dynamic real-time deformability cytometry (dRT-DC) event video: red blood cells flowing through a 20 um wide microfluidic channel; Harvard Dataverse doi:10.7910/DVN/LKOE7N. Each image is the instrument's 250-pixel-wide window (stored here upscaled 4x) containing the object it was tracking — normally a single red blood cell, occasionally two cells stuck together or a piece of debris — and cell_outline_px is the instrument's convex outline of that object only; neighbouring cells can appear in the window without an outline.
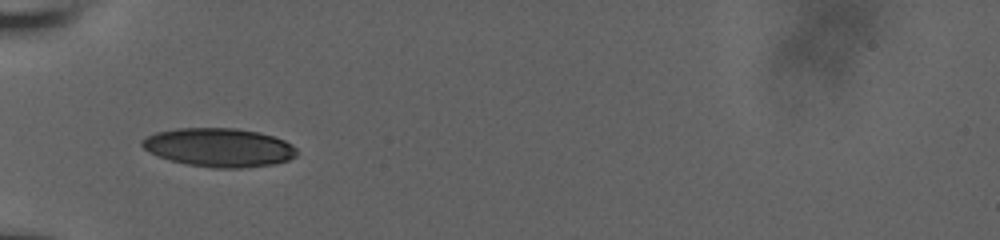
{"species": "human", "species_latin": "Homo sapiens", "temperature_condition": "room temperature", "stored_images_in_passage": 36, "camera_frame_rate_fps": 3000, "um_per_image_px": 0.085, "donor": {"sex": "male"}, "frame": {"image": 1, "passage_image": 1, "time_ms": 0.0, "image_size_px": [1000, 240], "cell_outline_px": [[296, 156], [288, 160], [276, 164], [240, 168], [212, 168], [188, 164], [172, 160], [148, 152], [140, 144], [140, 140], [156, 132], [176, 128], [236, 128], [260, 132], [284, 140], [292, 144], [296, 148]], "centroid_in_image_um": [18.63, 12.53], "position_along_channel_um": 66.4, "area_um2": 34.91}}
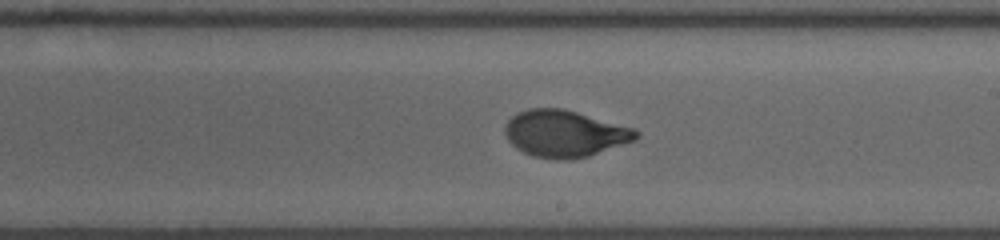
{"frame": {"image": 2, "passage_image": 15, "time_ms": 4.667, "image_size_px": [1000, 240], "cell_outline_px": [[640, 136], [636, 140], [588, 156], [572, 160], [556, 160], [532, 156], [516, 148], [508, 140], [504, 132], [504, 124], [516, 112], [528, 108], [564, 108], [636, 128], [640, 132]], "centroid_in_image_um": [48.01, 11.35], "position_along_channel_um": 241.0, "area_um2": 36.3}}
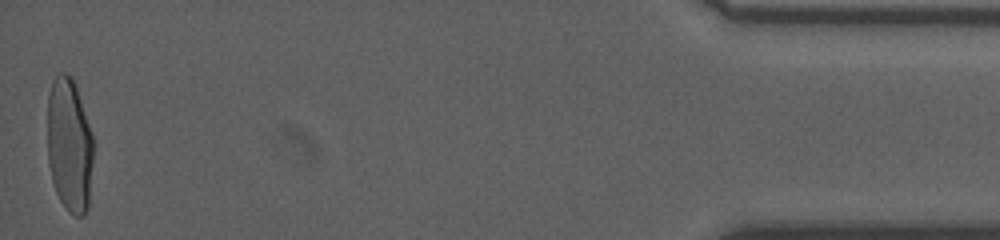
{"frame": {"image": 3, "passage_image": 36, "time_ms": 11.667, "image_size_px": [1000, 240], "cell_outline_px": [[92, 164], [88, 208], [84, 216], [72, 216], [68, 212], [60, 200], [56, 192], [52, 180], [48, 164], [48, 96], [52, 80], [60, 72], [64, 72], [72, 76], [92, 136]], "centroid_in_image_um": [5.88, 12.37], "position_along_channel_um": 429.3, "area_um2": 35.72}, "authors_computed_cell_mechanics": {"area_um2": 35.1424, "velocity_mm_per_s": 3.8513, "shape_relaxation_time_tau1_ms": 3.4173, "shape_relaxation_time_tau2_ms": null, "deformation_change_tau1": 0.1842, "deformation_change_tau2": null}}